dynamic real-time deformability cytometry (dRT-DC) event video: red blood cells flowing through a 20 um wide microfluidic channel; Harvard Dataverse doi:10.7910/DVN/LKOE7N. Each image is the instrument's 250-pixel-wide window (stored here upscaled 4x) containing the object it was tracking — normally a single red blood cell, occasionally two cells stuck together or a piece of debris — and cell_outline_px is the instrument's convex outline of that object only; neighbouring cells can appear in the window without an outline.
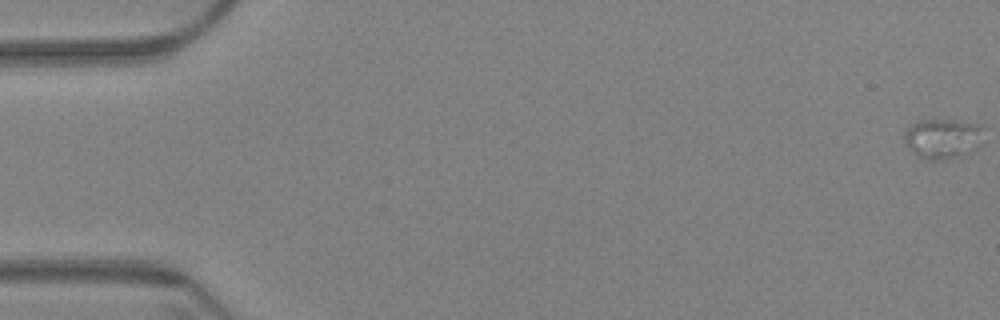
{"species": "Egyptian fruit bat (a non-hibernating species)", "species_latin": "Rousettus aegyptiacus", "temperature_condition": "warm", "stored_images_in_passage": 63, "camera_frame_rate_fps": 3000, "um_per_image_px": 0.085, "animal": {"sex": "female"}, "frame": {"image": 1, "passage_image": 1, "time_ms": 0.0, "image_size_px": [1000, 320], "cell_outline_px": [[980, 128], [976, 148], [960, 156], [932, 160], [928, 160], [912, 152], [904, 140], [904, 132], [912, 124], [920, 120], [956, 120], [976, 124]], "centroid_in_image_um": [80.03, 11.77], "position_along_channel_um": 5.0, "area_um2": 17.69}}
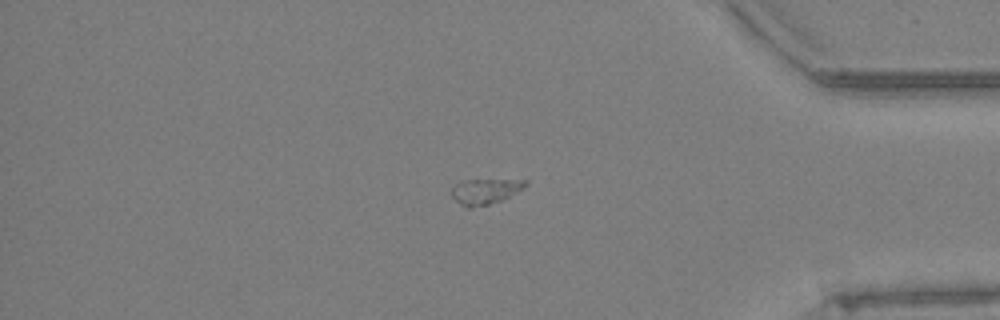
{"frame": {"image": 2, "passage_image": 54, "time_ms": 17.667, "image_size_px": [1000, 320], "cell_outline_px": [[528, 184], [504, 200], [472, 208], [468, 208], [460, 204], [452, 196], [452, 188], [460, 180], [528, 180]], "centroid_in_image_um": [41.23, 16.27], "position_along_channel_um": 394.0, "area_um2": 10.87}}
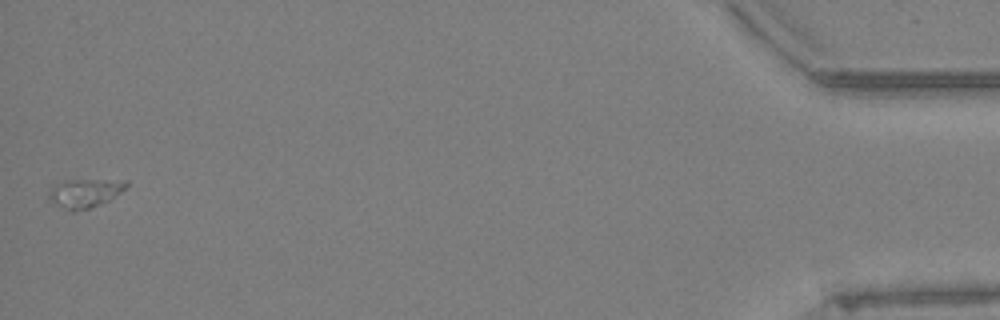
{"frame": {"image": 3, "passage_image": 63, "time_ms": 20.667, "image_size_px": [1000, 320], "cell_outline_px": [[128, 184], [120, 192], [108, 200], [88, 208], [72, 212], [48, 200], [48, 192], [60, 180], [128, 180]], "centroid_in_image_um": [7.17, 16.4], "position_along_channel_um": 428.0, "area_um2": 12.77}}